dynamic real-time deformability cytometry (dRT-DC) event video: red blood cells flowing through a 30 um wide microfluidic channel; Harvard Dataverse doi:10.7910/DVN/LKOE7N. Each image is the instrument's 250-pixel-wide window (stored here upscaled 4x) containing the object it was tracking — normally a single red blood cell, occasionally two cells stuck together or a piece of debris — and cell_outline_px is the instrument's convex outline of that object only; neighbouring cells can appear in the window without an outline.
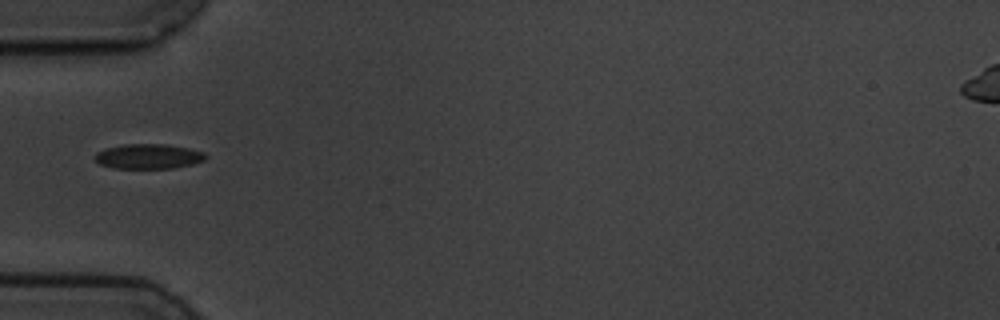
{"species": "common noctule bat (a hibernating species)", "species_latin": "Nyctalus noctula", "temperature_condition": "cold", "stored_images_in_passage": 1, "camera_frame_rate_fps": 3000, "um_per_image_px": 0.085, "animal": {"sex": "male", "body_mass_g": 19.5, "forearm_length_mm": 54.6}, "frame": {"image": 1, "passage_image": 1, "time_ms": 0.0, "image_size_px": [1000, 320], "cell_outline_px": [[208, 156], [204, 160], [192, 164], [172, 168], [112, 168], [100, 164], [92, 156], [96, 152], [104, 148], [124, 144], [164, 144], [188, 148], [204, 152]], "centroid_in_image_um": [12.58, 13.29], "position_along_channel_um": 72.4, "area_um2": 16.13}}